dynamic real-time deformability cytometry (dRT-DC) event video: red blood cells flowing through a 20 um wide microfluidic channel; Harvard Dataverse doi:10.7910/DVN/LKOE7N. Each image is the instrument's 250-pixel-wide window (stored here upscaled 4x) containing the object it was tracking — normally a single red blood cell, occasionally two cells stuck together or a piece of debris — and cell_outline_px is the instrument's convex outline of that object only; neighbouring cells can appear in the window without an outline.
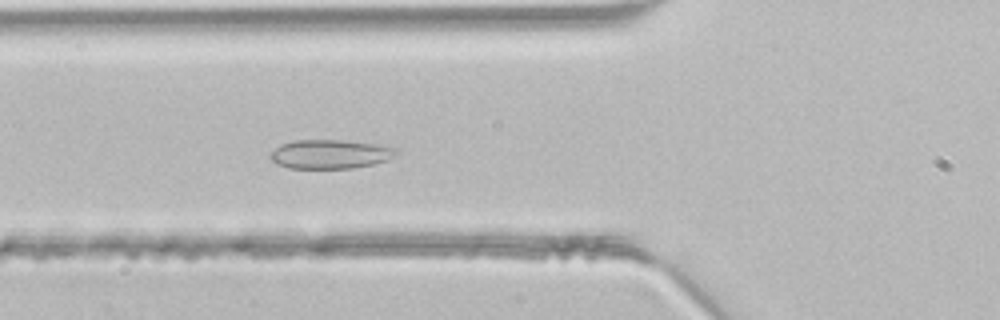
{"species": "common noctule bat (a hibernating species)", "species_latin": "Nyctalus noctula", "temperature_condition": "room temperature", "stored_images_in_passage": 40, "camera_frame_rate_fps": 3000, "um_per_image_px": 0.085, "animal": {"sex": "male", "body_mass_g": 21.5, "forearm_length_mm": 52.0}, "frame": {"image": 1, "passage_image": 9, "time_ms": 2.667, "image_size_px": [1000, 320], "cell_outline_px": [[400, 148], [388, 160], [372, 164], [352, 168], [288, 168], [276, 164], [268, 156], [280, 144], [296, 140], [344, 140]], "centroid_in_image_um": [28.03, 13.1], "position_along_channel_um": 97.8, "area_um2": 21.15}}
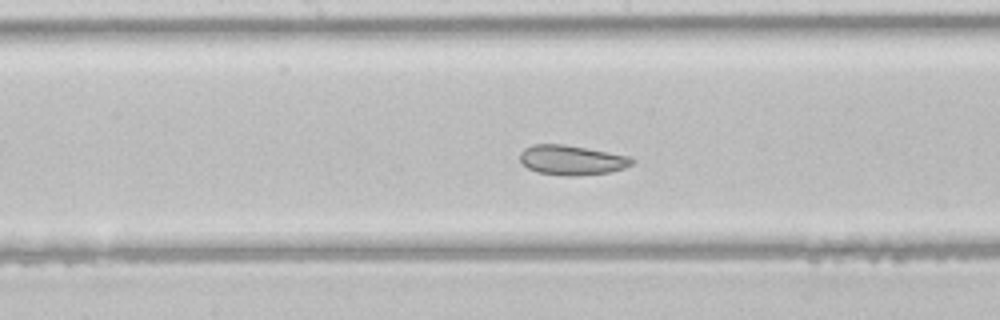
{"frame": {"image": 2, "passage_image": 16, "time_ms": 5.0, "image_size_px": [1000, 320], "cell_outline_px": [[632, 164], [624, 168], [608, 172], [576, 176], [564, 176], [536, 172], [528, 168], [520, 160], [520, 152], [524, 148], [532, 144], [564, 144], [632, 156]], "centroid_in_image_um": [48.58, 13.6], "position_along_channel_um": 199.6, "area_um2": 19.48}}
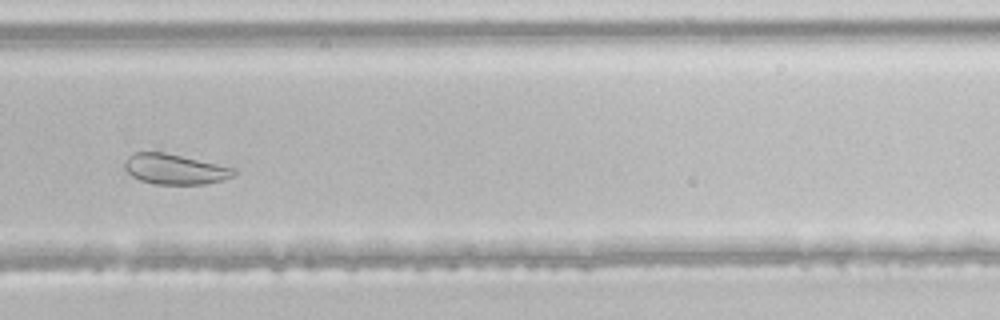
{"frame": {"image": 3, "passage_image": 24, "time_ms": 7.667, "image_size_px": [1000, 320], "cell_outline_px": [[236, 172], [232, 176], [224, 180], [204, 184], [156, 184], [140, 180], [132, 176], [124, 168], [124, 164], [128, 156], [136, 152], [164, 152], [236, 168]], "centroid_in_image_um": [14.86, 14.38], "position_along_channel_um": 314.9, "area_um2": 19.19}}